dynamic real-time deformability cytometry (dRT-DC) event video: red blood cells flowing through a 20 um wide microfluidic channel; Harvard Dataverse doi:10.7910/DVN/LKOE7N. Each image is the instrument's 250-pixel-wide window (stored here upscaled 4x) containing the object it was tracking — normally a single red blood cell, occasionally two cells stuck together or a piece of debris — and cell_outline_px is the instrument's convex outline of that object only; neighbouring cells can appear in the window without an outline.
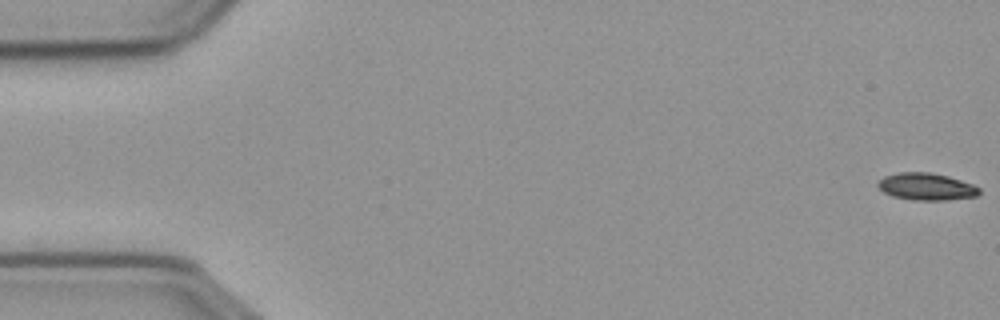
{"species": "common noctule bat (a hibernating species)", "species_latin": "Nyctalus noctula", "temperature_condition": "cold", "stored_images_in_passage": 58, "camera_frame_rate_fps": 3000, "um_per_image_px": 0.085, "animal": {"sex": "male", "body_mass_g": 23.1, "forearm_length_mm": 52.7}, "frame": {"image": 1, "passage_image": 1, "time_ms": 0.0, "image_size_px": [1000, 320], "cell_outline_px": [[980, 192], [972, 196], [900, 196], [888, 192], [880, 188], [880, 180], [888, 176], [908, 172], [920, 172], [944, 176], [968, 184], [976, 188]], "centroid_in_image_um": [78.68, 15.77], "position_along_channel_um": 6.3, "area_um2": 13.01}}
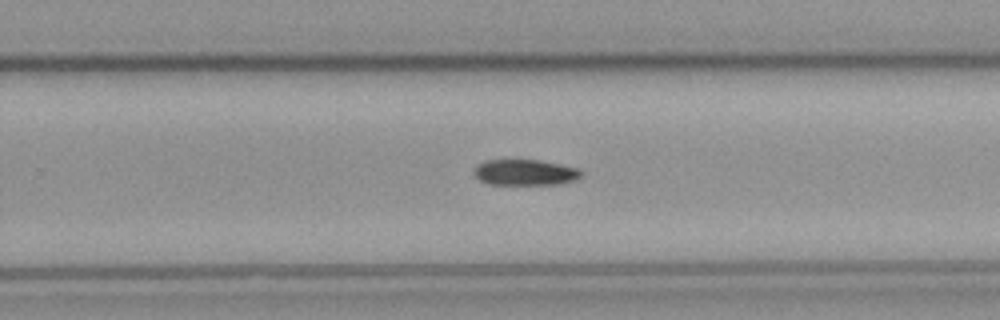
{"frame": {"image": 2, "passage_image": 36, "time_ms": 11.667, "image_size_px": [1000, 320], "cell_outline_px": [[580, 172], [576, 176], [564, 180], [528, 184], [512, 184], [484, 180], [476, 172], [476, 168], [484, 164], [496, 160], [528, 160], [568, 168]], "centroid_in_image_um": [44.5, 14.63], "position_along_channel_um": 285.3, "area_um2": 13.29}}
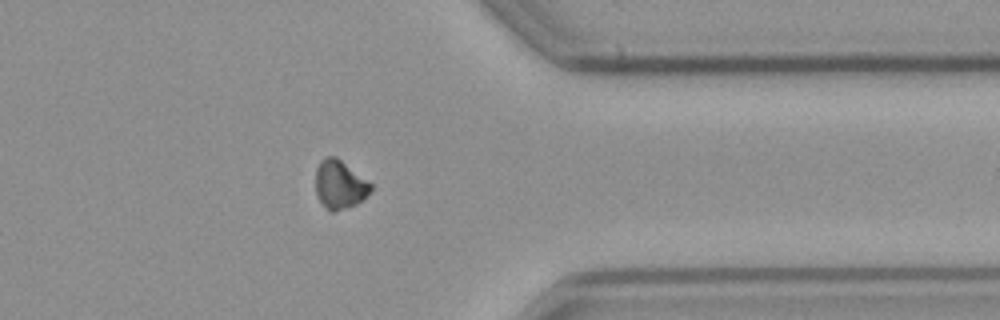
{"frame": {"image": 3, "passage_image": 45, "time_ms": 14.667, "image_size_px": [1000, 320], "cell_outline_px": [[372, 188], [360, 200], [352, 204], [336, 208], [328, 208], [324, 204], [316, 188], [316, 172], [320, 164], [324, 160], [336, 160], [372, 184]], "centroid_in_image_um": [28.88, 15.7], "position_along_channel_um": 382.5, "area_um2": 13.47}}